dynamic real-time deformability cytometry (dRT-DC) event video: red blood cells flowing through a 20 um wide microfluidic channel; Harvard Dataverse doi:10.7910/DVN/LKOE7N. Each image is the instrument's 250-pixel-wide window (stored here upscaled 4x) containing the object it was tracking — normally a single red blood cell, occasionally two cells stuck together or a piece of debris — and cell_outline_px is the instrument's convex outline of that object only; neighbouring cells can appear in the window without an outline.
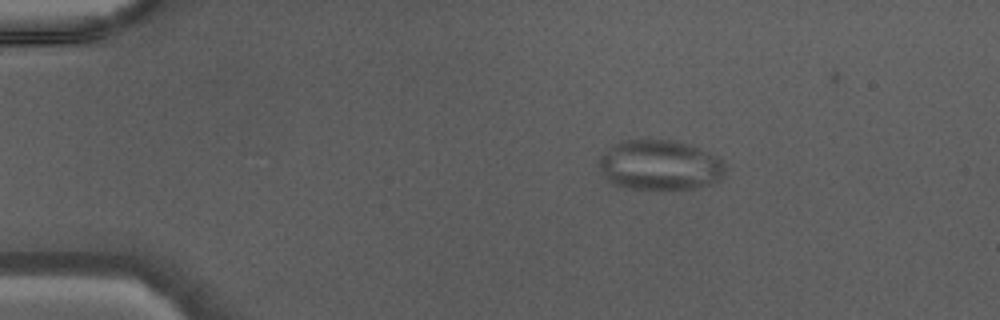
{"species": "Egyptian fruit bat (a non-hibernating species)", "species_latin": "Rousettus aegyptiacus", "temperature_condition": "warm", "stored_images_in_passage": 38, "camera_frame_rate_fps": 3000, "um_per_image_px": 0.085, "animal": {"sex": "male"}, "frame": {"image": 1, "passage_image": 1, "time_ms": 0.0, "image_size_px": [1000, 320], "cell_outline_px": [[724, 176], [720, 180], [712, 184], [692, 188], [628, 188], [612, 184], [604, 176], [596, 164], [600, 156], [612, 144], [624, 140], [672, 140], [688, 144], [700, 148], [720, 156], [724, 164]], "centroid_in_image_um": [56.08, 14.02], "position_along_channel_um": 28.9, "area_um2": 37.05}}
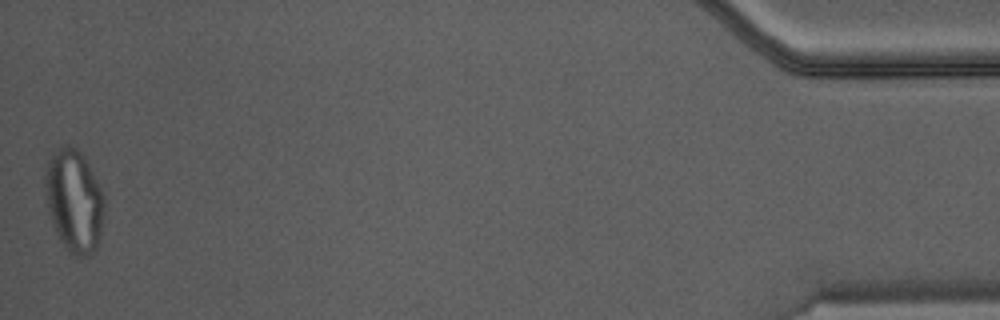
{"frame": {"image": 2, "passage_image": 38, "time_ms": 12.333, "image_size_px": [1000, 320], "cell_outline_px": [[104, 204], [100, 232], [96, 248], [92, 252], [84, 256], [76, 256], [68, 252], [64, 248], [56, 232], [48, 212], [44, 184], [44, 176], [48, 160], [64, 144], [68, 144], [76, 148], [84, 156], [104, 196]], "centroid_in_image_um": [6.27, 17.06], "position_along_channel_um": 428.9, "area_um2": 35.03}}